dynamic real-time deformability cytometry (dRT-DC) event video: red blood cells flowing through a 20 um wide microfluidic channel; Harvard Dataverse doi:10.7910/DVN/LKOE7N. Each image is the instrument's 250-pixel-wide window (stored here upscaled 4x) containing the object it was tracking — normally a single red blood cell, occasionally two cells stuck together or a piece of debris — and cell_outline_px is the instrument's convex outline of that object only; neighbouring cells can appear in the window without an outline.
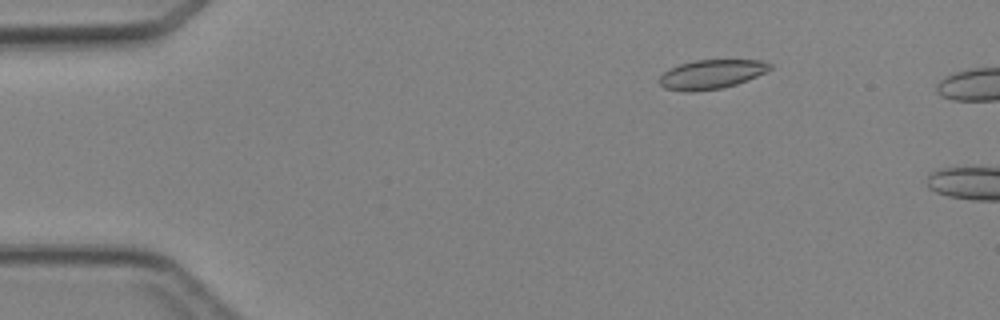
{"species": "Egyptian fruit bat (a non-hibernating species)", "species_latin": "Rousettus aegyptiacus", "temperature_condition": "cold", "stored_images_in_passage": 5, "camera_frame_rate_fps": 3000, "um_per_image_px": 0.085, "animal": {"sex": "female"}, "frame": {"image": 1, "passage_image": 3, "time_ms": 2.333, "image_size_px": [1000, 320], "cell_outline_px": [[772, 68], [748, 80], [724, 88], [696, 92], [684, 92], [664, 88], [656, 80], [668, 68], [692, 60], [764, 60], [772, 64]], "centroid_in_image_um": [60.43, 6.32], "position_along_channel_um": 24.6, "area_um2": 19.13}}